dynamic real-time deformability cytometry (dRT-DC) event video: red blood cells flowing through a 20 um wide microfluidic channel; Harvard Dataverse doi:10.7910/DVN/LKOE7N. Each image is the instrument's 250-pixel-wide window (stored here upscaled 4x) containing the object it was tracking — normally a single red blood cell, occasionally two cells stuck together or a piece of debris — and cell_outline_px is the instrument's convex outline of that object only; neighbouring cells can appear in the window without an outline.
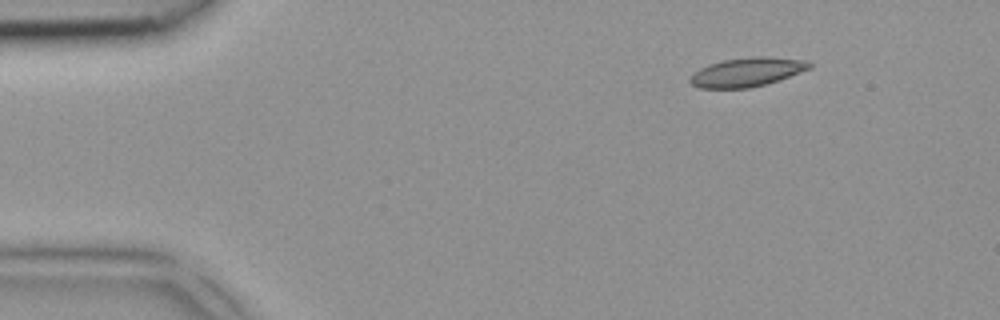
{"species": "common noctule bat (a hibernating species)", "species_latin": "Nyctalus noctula", "temperature_condition": "room temperature", "stored_images_in_passage": 4, "camera_frame_rate_fps": 3000, "um_per_image_px": 0.085, "animal": {"sex": "female", "body_mass_g": 18.4}, "frame": {"image": 1, "passage_image": 2, "time_ms": 0.333, "image_size_px": [1000, 320], "cell_outline_px": [[812, 68], [780, 80], [752, 88], [700, 88], [692, 84], [688, 80], [692, 72], [708, 64], [724, 60], [752, 56], [768, 56], [808, 60], [812, 64]], "centroid_in_image_um": [63.52, 6.12], "position_along_channel_um": 21.5, "area_um2": 20.52}}
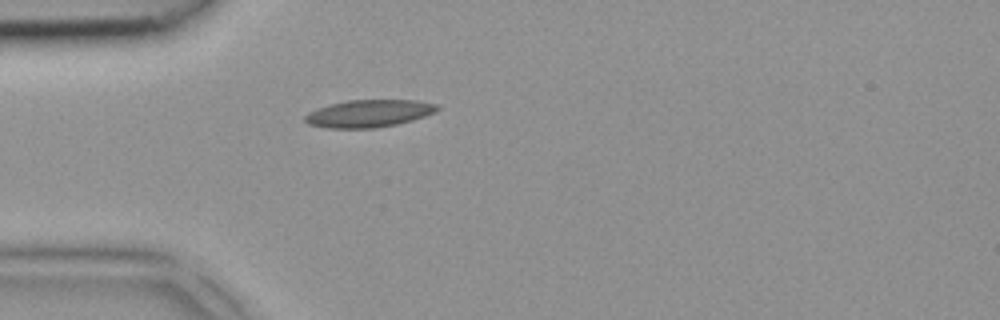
{"frame": {"image": 2, "passage_image": 4, "time_ms": 1.0, "image_size_px": [1000, 320], "cell_outline_px": [[440, 108], [436, 112], [412, 120], [396, 124], [376, 128], [328, 128], [308, 124], [304, 120], [304, 116], [308, 112], [316, 108], [348, 100], [416, 100], [436, 104]], "centroid_in_image_um": [31.34, 9.64], "position_along_channel_um": 53.7, "area_um2": 21.1}}